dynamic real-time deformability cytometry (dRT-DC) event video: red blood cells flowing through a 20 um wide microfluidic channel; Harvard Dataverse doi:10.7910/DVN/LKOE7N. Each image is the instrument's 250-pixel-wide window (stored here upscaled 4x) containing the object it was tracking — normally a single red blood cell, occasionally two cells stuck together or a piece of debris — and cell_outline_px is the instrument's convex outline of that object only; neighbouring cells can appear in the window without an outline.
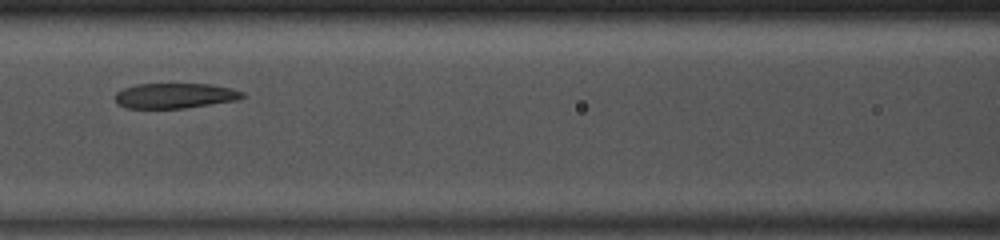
{"species": "common noctule bat (a hibernating species)", "species_latin": "Nyctalus noctula", "temperature_condition": "room temperature", "stored_images_in_passage": 47, "camera_frame_rate_fps": 3000, "um_per_image_px": 0.085, "animal": {"sex": "male", "body_mass_g": 13.0, "forearm_length_mm": 53.1}, "frame": {"image": 1, "passage_image": 21, "time_ms": 6.667, "image_size_px": [1000, 240], "cell_outline_px": [[244, 96], [240, 100], [184, 108], [128, 108], [116, 104], [116, 92], [124, 88], [136, 84], [208, 84], [232, 88], [244, 92]], "centroid_in_image_um": [14.89, 8.13], "position_along_channel_um": 151.7, "area_um2": 18.73}, "authors_computed_cell_mechanics": {"area_um2": 22.0218, "velocity_mm_per_s": 4.1176, "shape_relaxation_time_tau1_ms": 3.8114, "shape_relaxation_time_tau2_ms": 3.4511, "deformation_change_tau1": 0.1501, "deformation_change_tau2": 0.0514}}